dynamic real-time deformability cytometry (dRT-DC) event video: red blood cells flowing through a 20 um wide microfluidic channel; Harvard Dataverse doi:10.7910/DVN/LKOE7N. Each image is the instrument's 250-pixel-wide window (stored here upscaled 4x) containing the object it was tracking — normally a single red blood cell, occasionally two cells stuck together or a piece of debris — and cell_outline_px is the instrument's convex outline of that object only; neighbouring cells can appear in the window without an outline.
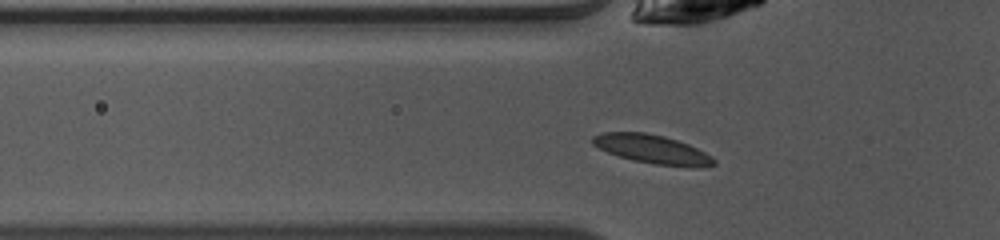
{"species": "common noctule bat (a hibernating species)", "species_latin": "Nyctalus noctula", "temperature_condition": "warm", "stored_images_in_passage": 36, "camera_frame_rate_fps": 3000, "um_per_image_px": 0.085, "animal": {"sex": "female", "body_mass_g": 10.0, "forearm_length_mm": 53.1}, "frame": {"image": 1, "passage_image": 4, "time_ms": 1.0, "image_size_px": [1000, 240], "cell_outline_px": [[716, 164], [656, 164], [636, 160], [620, 156], [608, 152], [592, 144], [592, 136], [604, 132], [644, 132], [664, 136], [688, 144], [712, 156], [716, 160]], "centroid_in_image_um": [55.33, 12.62], "position_along_channel_um": 70.5, "area_um2": 19.25}}
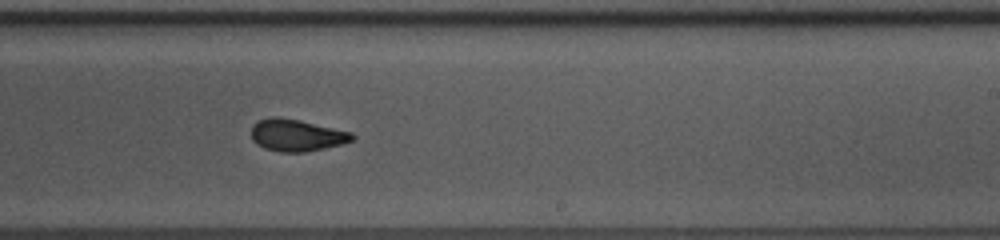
{"frame": {"image": 2, "passage_image": 18, "time_ms": 5.667, "image_size_px": [1000, 240], "cell_outline_px": [[356, 136], [352, 140], [340, 144], [324, 148], [304, 152], [280, 152], [264, 148], [256, 144], [252, 140], [252, 124], [260, 120], [272, 116], [276, 116], [300, 120], [352, 132]], "centroid_in_image_um": [25.19, 11.49], "position_along_channel_um": 263.8, "area_um2": 18.79}}
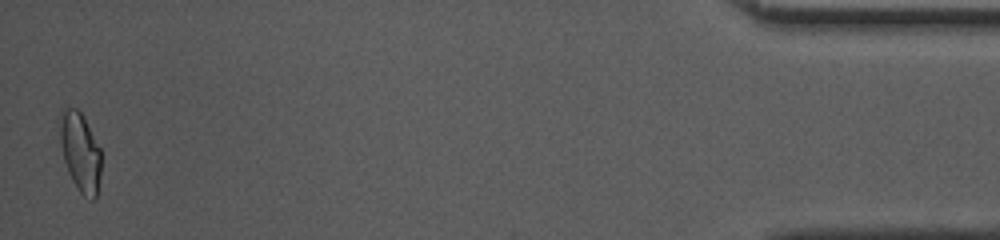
{"frame": {"image": 3, "passage_image": 36, "time_ms": 11.667, "image_size_px": [1000, 240], "cell_outline_px": [[100, 176], [96, 196], [92, 200], [84, 196], [80, 192], [72, 180], [68, 172], [64, 160], [60, 144], [60, 108], [76, 108], [84, 116], [100, 148]], "centroid_in_image_um": [6.81, 12.89], "position_along_channel_um": 428.4, "area_um2": 18.96}, "authors_computed_cell_mechanics": {"area_um2": 18.9006, "velocity_mm_per_s": 4.1263, "shape_relaxation_time_tau1_ms": 7.0488, "shape_relaxation_time_tau2_ms": 1.7043, "deformation_change_tau1": 0.1861, "deformation_change_tau2": 0.0699}}